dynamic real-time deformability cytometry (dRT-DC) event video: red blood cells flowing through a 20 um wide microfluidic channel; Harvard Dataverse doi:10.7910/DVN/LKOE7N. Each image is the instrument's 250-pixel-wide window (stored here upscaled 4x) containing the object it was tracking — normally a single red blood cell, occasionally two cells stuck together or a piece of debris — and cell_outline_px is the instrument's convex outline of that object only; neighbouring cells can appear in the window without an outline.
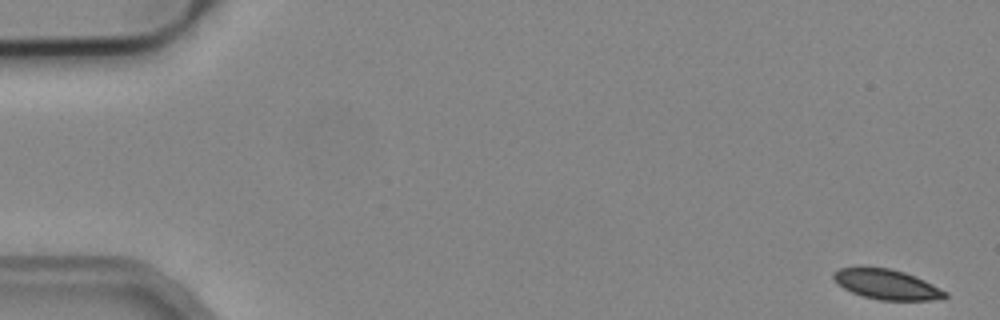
{"species": "common noctule bat (a hibernating species)", "species_latin": "Nyctalus noctula", "temperature_condition": "cold", "stored_images_in_passage": 6, "camera_frame_rate_fps": 3000, "um_per_image_px": 0.085, "animal": {"sex": "male", "body_mass_g": 19.2, "forearm_length_mm": 51.8}, "frame": {"image": 1, "passage_image": 1, "time_ms": 0.0, "image_size_px": [1000, 320], "cell_outline_px": [[948, 296], [944, 300], [880, 300], [864, 296], [852, 292], [836, 284], [832, 276], [832, 272], [840, 268], [888, 268], [904, 272], [916, 276], [948, 292]], "centroid_in_image_um": [75.41, 24.19], "position_along_channel_um": 9.6, "area_um2": 19.48}}
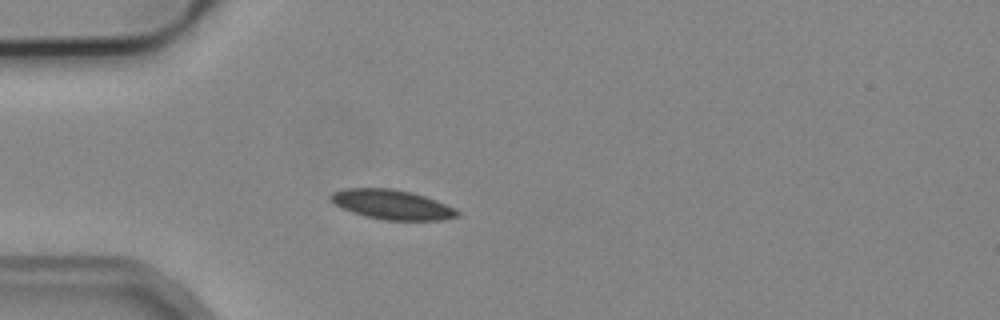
{"frame": {"image": 2, "passage_image": 5, "time_ms": 4.667, "image_size_px": [1000, 320], "cell_outline_px": [[460, 216], [444, 220], [384, 220], [364, 216], [340, 208], [332, 204], [328, 200], [328, 196], [332, 192], [344, 188], [392, 188], [412, 192], [436, 200], [456, 208], [460, 212]], "centroid_in_image_um": [33.28, 17.38], "position_along_channel_um": 51.7, "area_um2": 22.31}}